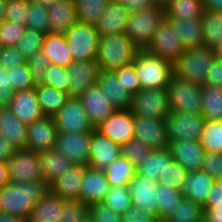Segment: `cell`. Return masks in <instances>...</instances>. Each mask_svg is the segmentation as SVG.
<instances>
[{
    "label": "cell",
    "mask_w": 222,
    "mask_h": 222,
    "mask_svg": "<svg viewBox=\"0 0 222 222\" xmlns=\"http://www.w3.org/2000/svg\"><path fill=\"white\" fill-rule=\"evenodd\" d=\"M50 191L44 180L8 183L0 188L2 214L28 219L34 205Z\"/></svg>",
    "instance_id": "6da1fadb"
},
{
    "label": "cell",
    "mask_w": 222,
    "mask_h": 222,
    "mask_svg": "<svg viewBox=\"0 0 222 222\" xmlns=\"http://www.w3.org/2000/svg\"><path fill=\"white\" fill-rule=\"evenodd\" d=\"M140 49L123 32L99 38L96 62L99 70L114 71L134 62Z\"/></svg>",
    "instance_id": "7a4b0ae2"
},
{
    "label": "cell",
    "mask_w": 222,
    "mask_h": 222,
    "mask_svg": "<svg viewBox=\"0 0 222 222\" xmlns=\"http://www.w3.org/2000/svg\"><path fill=\"white\" fill-rule=\"evenodd\" d=\"M141 89L166 88L174 75V65L146 50H140L133 62Z\"/></svg>",
    "instance_id": "3957f363"
},
{
    "label": "cell",
    "mask_w": 222,
    "mask_h": 222,
    "mask_svg": "<svg viewBox=\"0 0 222 222\" xmlns=\"http://www.w3.org/2000/svg\"><path fill=\"white\" fill-rule=\"evenodd\" d=\"M214 59L210 48L186 49L174 64V75L192 84L202 86L205 84L206 75Z\"/></svg>",
    "instance_id": "277c9868"
},
{
    "label": "cell",
    "mask_w": 222,
    "mask_h": 222,
    "mask_svg": "<svg viewBox=\"0 0 222 222\" xmlns=\"http://www.w3.org/2000/svg\"><path fill=\"white\" fill-rule=\"evenodd\" d=\"M164 18L165 9L158 6L131 13L125 33L140 50H145Z\"/></svg>",
    "instance_id": "5b68a950"
},
{
    "label": "cell",
    "mask_w": 222,
    "mask_h": 222,
    "mask_svg": "<svg viewBox=\"0 0 222 222\" xmlns=\"http://www.w3.org/2000/svg\"><path fill=\"white\" fill-rule=\"evenodd\" d=\"M169 107L172 112L201 114L202 86L173 75L167 84Z\"/></svg>",
    "instance_id": "8992f818"
},
{
    "label": "cell",
    "mask_w": 222,
    "mask_h": 222,
    "mask_svg": "<svg viewBox=\"0 0 222 222\" xmlns=\"http://www.w3.org/2000/svg\"><path fill=\"white\" fill-rule=\"evenodd\" d=\"M130 111L133 116L166 120L171 112L167 88L140 89L132 96Z\"/></svg>",
    "instance_id": "52a82bcc"
},
{
    "label": "cell",
    "mask_w": 222,
    "mask_h": 222,
    "mask_svg": "<svg viewBox=\"0 0 222 222\" xmlns=\"http://www.w3.org/2000/svg\"><path fill=\"white\" fill-rule=\"evenodd\" d=\"M64 36L74 61L96 60L100 36L95 25L76 22Z\"/></svg>",
    "instance_id": "ba28073f"
},
{
    "label": "cell",
    "mask_w": 222,
    "mask_h": 222,
    "mask_svg": "<svg viewBox=\"0 0 222 222\" xmlns=\"http://www.w3.org/2000/svg\"><path fill=\"white\" fill-rule=\"evenodd\" d=\"M145 50L174 65L186 51V47L180 41L170 22L164 18L158 25L149 46Z\"/></svg>",
    "instance_id": "9c48e42d"
},
{
    "label": "cell",
    "mask_w": 222,
    "mask_h": 222,
    "mask_svg": "<svg viewBox=\"0 0 222 222\" xmlns=\"http://www.w3.org/2000/svg\"><path fill=\"white\" fill-rule=\"evenodd\" d=\"M53 118L59 133H83L94 130L78 97H69Z\"/></svg>",
    "instance_id": "30bf717a"
},
{
    "label": "cell",
    "mask_w": 222,
    "mask_h": 222,
    "mask_svg": "<svg viewBox=\"0 0 222 222\" xmlns=\"http://www.w3.org/2000/svg\"><path fill=\"white\" fill-rule=\"evenodd\" d=\"M10 183L43 180L39 153L29 149H16L7 161Z\"/></svg>",
    "instance_id": "8fae6325"
},
{
    "label": "cell",
    "mask_w": 222,
    "mask_h": 222,
    "mask_svg": "<svg viewBox=\"0 0 222 222\" xmlns=\"http://www.w3.org/2000/svg\"><path fill=\"white\" fill-rule=\"evenodd\" d=\"M205 121L201 114L190 115L171 111L165 120L169 142L200 141Z\"/></svg>",
    "instance_id": "7c38bea8"
},
{
    "label": "cell",
    "mask_w": 222,
    "mask_h": 222,
    "mask_svg": "<svg viewBox=\"0 0 222 222\" xmlns=\"http://www.w3.org/2000/svg\"><path fill=\"white\" fill-rule=\"evenodd\" d=\"M133 133L134 139L152 150L169 148L165 120L134 116Z\"/></svg>",
    "instance_id": "4fadbf2b"
},
{
    "label": "cell",
    "mask_w": 222,
    "mask_h": 222,
    "mask_svg": "<svg viewBox=\"0 0 222 222\" xmlns=\"http://www.w3.org/2000/svg\"><path fill=\"white\" fill-rule=\"evenodd\" d=\"M91 132L58 133L55 149L74 164L88 166Z\"/></svg>",
    "instance_id": "5bb4252c"
},
{
    "label": "cell",
    "mask_w": 222,
    "mask_h": 222,
    "mask_svg": "<svg viewBox=\"0 0 222 222\" xmlns=\"http://www.w3.org/2000/svg\"><path fill=\"white\" fill-rule=\"evenodd\" d=\"M133 128L134 116L130 109H116L95 129L121 145L134 138Z\"/></svg>",
    "instance_id": "9a60e30c"
},
{
    "label": "cell",
    "mask_w": 222,
    "mask_h": 222,
    "mask_svg": "<svg viewBox=\"0 0 222 222\" xmlns=\"http://www.w3.org/2000/svg\"><path fill=\"white\" fill-rule=\"evenodd\" d=\"M53 116H44L28 124L26 149L42 153L55 147L58 136Z\"/></svg>",
    "instance_id": "2e32d148"
},
{
    "label": "cell",
    "mask_w": 222,
    "mask_h": 222,
    "mask_svg": "<svg viewBox=\"0 0 222 222\" xmlns=\"http://www.w3.org/2000/svg\"><path fill=\"white\" fill-rule=\"evenodd\" d=\"M99 71L96 60L73 61L67 67L69 76L68 95L79 97L90 86L97 84Z\"/></svg>",
    "instance_id": "e0dca14e"
},
{
    "label": "cell",
    "mask_w": 222,
    "mask_h": 222,
    "mask_svg": "<svg viewBox=\"0 0 222 222\" xmlns=\"http://www.w3.org/2000/svg\"><path fill=\"white\" fill-rule=\"evenodd\" d=\"M78 98L81 100L94 129L116 110L98 84L90 86Z\"/></svg>",
    "instance_id": "ac0fdd59"
},
{
    "label": "cell",
    "mask_w": 222,
    "mask_h": 222,
    "mask_svg": "<svg viewBox=\"0 0 222 222\" xmlns=\"http://www.w3.org/2000/svg\"><path fill=\"white\" fill-rule=\"evenodd\" d=\"M120 149V144L94 129L91 132L88 166L103 170L121 155Z\"/></svg>",
    "instance_id": "d6986e66"
},
{
    "label": "cell",
    "mask_w": 222,
    "mask_h": 222,
    "mask_svg": "<svg viewBox=\"0 0 222 222\" xmlns=\"http://www.w3.org/2000/svg\"><path fill=\"white\" fill-rule=\"evenodd\" d=\"M130 14L120 0H111L95 24L97 33L103 37L125 32Z\"/></svg>",
    "instance_id": "ffe728a7"
},
{
    "label": "cell",
    "mask_w": 222,
    "mask_h": 222,
    "mask_svg": "<svg viewBox=\"0 0 222 222\" xmlns=\"http://www.w3.org/2000/svg\"><path fill=\"white\" fill-rule=\"evenodd\" d=\"M157 181L140 175L138 172L129 183L132 204L157 217L156 190Z\"/></svg>",
    "instance_id": "44dd1931"
},
{
    "label": "cell",
    "mask_w": 222,
    "mask_h": 222,
    "mask_svg": "<svg viewBox=\"0 0 222 222\" xmlns=\"http://www.w3.org/2000/svg\"><path fill=\"white\" fill-rule=\"evenodd\" d=\"M110 187L102 169L86 166L81 180L80 200H83L87 205L101 203Z\"/></svg>",
    "instance_id": "7402d4cb"
},
{
    "label": "cell",
    "mask_w": 222,
    "mask_h": 222,
    "mask_svg": "<svg viewBox=\"0 0 222 222\" xmlns=\"http://www.w3.org/2000/svg\"><path fill=\"white\" fill-rule=\"evenodd\" d=\"M171 157L188 172L201 170L205 150L200 141L180 140L169 142Z\"/></svg>",
    "instance_id": "603a6c76"
},
{
    "label": "cell",
    "mask_w": 222,
    "mask_h": 222,
    "mask_svg": "<svg viewBox=\"0 0 222 222\" xmlns=\"http://www.w3.org/2000/svg\"><path fill=\"white\" fill-rule=\"evenodd\" d=\"M9 109L21 122L26 124L46 116L40 107L35 88L15 92Z\"/></svg>",
    "instance_id": "cb8c5ba5"
},
{
    "label": "cell",
    "mask_w": 222,
    "mask_h": 222,
    "mask_svg": "<svg viewBox=\"0 0 222 222\" xmlns=\"http://www.w3.org/2000/svg\"><path fill=\"white\" fill-rule=\"evenodd\" d=\"M86 166L72 164L50 185V191L65 201L80 200L81 180Z\"/></svg>",
    "instance_id": "d4e9b609"
},
{
    "label": "cell",
    "mask_w": 222,
    "mask_h": 222,
    "mask_svg": "<svg viewBox=\"0 0 222 222\" xmlns=\"http://www.w3.org/2000/svg\"><path fill=\"white\" fill-rule=\"evenodd\" d=\"M97 84L116 109H130L132 95L123 87L114 71L100 70Z\"/></svg>",
    "instance_id": "484cf974"
},
{
    "label": "cell",
    "mask_w": 222,
    "mask_h": 222,
    "mask_svg": "<svg viewBox=\"0 0 222 222\" xmlns=\"http://www.w3.org/2000/svg\"><path fill=\"white\" fill-rule=\"evenodd\" d=\"M214 181L215 179L203 170L189 172L181 188V193L184 198L204 207Z\"/></svg>",
    "instance_id": "4316f807"
},
{
    "label": "cell",
    "mask_w": 222,
    "mask_h": 222,
    "mask_svg": "<svg viewBox=\"0 0 222 222\" xmlns=\"http://www.w3.org/2000/svg\"><path fill=\"white\" fill-rule=\"evenodd\" d=\"M50 33L64 34L77 22L74 0H58L47 7Z\"/></svg>",
    "instance_id": "83f0119b"
},
{
    "label": "cell",
    "mask_w": 222,
    "mask_h": 222,
    "mask_svg": "<svg viewBox=\"0 0 222 222\" xmlns=\"http://www.w3.org/2000/svg\"><path fill=\"white\" fill-rule=\"evenodd\" d=\"M28 124L21 122L9 109L0 110V135L16 149L26 148Z\"/></svg>",
    "instance_id": "f1b7e54d"
},
{
    "label": "cell",
    "mask_w": 222,
    "mask_h": 222,
    "mask_svg": "<svg viewBox=\"0 0 222 222\" xmlns=\"http://www.w3.org/2000/svg\"><path fill=\"white\" fill-rule=\"evenodd\" d=\"M42 50L49 64L68 67L74 61L64 34H46L43 39Z\"/></svg>",
    "instance_id": "f546056e"
},
{
    "label": "cell",
    "mask_w": 222,
    "mask_h": 222,
    "mask_svg": "<svg viewBox=\"0 0 222 222\" xmlns=\"http://www.w3.org/2000/svg\"><path fill=\"white\" fill-rule=\"evenodd\" d=\"M186 49L205 47L201 19H167Z\"/></svg>",
    "instance_id": "4dcf8cb0"
},
{
    "label": "cell",
    "mask_w": 222,
    "mask_h": 222,
    "mask_svg": "<svg viewBox=\"0 0 222 222\" xmlns=\"http://www.w3.org/2000/svg\"><path fill=\"white\" fill-rule=\"evenodd\" d=\"M43 180L49 186L59 176L63 175L67 168L74 164L70 159L62 156L55 148L39 153Z\"/></svg>",
    "instance_id": "1f68e13d"
},
{
    "label": "cell",
    "mask_w": 222,
    "mask_h": 222,
    "mask_svg": "<svg viewBox=\"0 0 222 222\" xmlns=\"http://www.w3.org/2000/svg\"><path fill=\"white\" fill-rule=\"evenodd\" d=\"M65 200L51 191L34 205L29 222H58L63 214Z\"/></svg>",
    "instance_id": "d6a6232c"
},
{
    "label": "cell",
    "mask_w": 222,
    "mask_h": 222,
    "mask_svg": "<svg viewBox=\"0 0 222 222\" xmlns=\"http://www.w3.org/2000/svg\"><path fill=\"white\" fill-rule=\"evenodd\" d=\"M166 19H201L204 14L203 0H169L164 8Z\"/></svg>",
    "instance_id": "836d02e7"
},
{
    "label": "cell",
    "mask_w": 222,
    "mask_h": 222,
    "mask_svg": "<svg viewBox=\"0 0 222 222\" xmlns=\"http://www.w3.org/2000/svg\"><path fill=\"white\" fill-rule=\"evenodd\" d=\"M40 107L46 116H54L69 99L68 93L44 84L36 85Z\"/></svg>",
    "instance_id": "e575fe53"
},
{
    "label": "cell",
    "mask_w": 222,
    "mask_h": 222,
    "mask_svg": "<svg viewBox=\"0 0 222 222\" xmlns=\"http://www.w3.org/2000/svg\"><path fill=\"white\" fill-rule=\"evenodd\" d=\"M110 186H129L131 179L136 175L137 168L125 157L119 156L115 161L104 167Z\"/></svg>",
    "instance_id": "d590c367"
},
{
    "label": "cell",
    "mask_w": 222,
    "mask_h": 222,
    "mask_svg": "<svg viewBox=\"0 0 222 222\" xmlns=\"http://www.w3.org/2000/svg\"><path fill=\"white\" fill-rule=\"evenodd\" d=\"M201 116L205 120H222V88L202 85Z\"/></svg>",
    "instance_id": "8d00e7d4"
},
{
    "label": "cell",
    "mask_w": 222,
    "mask_h": 222,
    "mask_svg": "<svg viewBox=\"0 0 222 222\" xmlns=\"http://www.w3.org/2000/svg\"><path fill=\"white\" fill-rule=\"evenodd\" d=\"M171 160L169 148L152 150L148 158L137 168V172L157 181L158 176L162 175L166 164H169Z\"/></svg>",
    "instance_id": "74e56055"
},
{
    "label": "cell",
    "mask_w": 222,
    "mask_h": 222,
    "mask_svg": "<svg viewBox=\"0 0 222 222\" xmlns=\"http://www.w3.org/2000/svg\"><path fill=\"white\" fill-rule=\"evenodd\" d=\"M201 22L205 47L222 43V13L205 10Z\"/></svg>",
    "instance_id": "f35d334b"
},
{
    "label": "cell",
    "mask_w": 222,
    "mask_h": 222,
    "mask_svg": "<svg viewBox=\"0 0 222 222\" xmlns=\"http://www.w3.org/2000/svg\"><path fill=\"white\" fill-rule=\"evenodd\" d=\"M156 201H157V216L169 218L173 210L180 204L184 198L181 191L175 190L170 186L157 185Z\"/></svg>",
    "instance_id": "ab89813d"
},
{
    "label": "cell",
    "mask_w": 222,
    "mask_h": 222,
    "mask_svg": "<svg viewBox=\"0 0 222 222\" xmlns=\"http://www.w3.org/2000/svg\"><path fill=\"white\" fill-rule=\"evenodd\" d=\"M111 0H74L77 22L95 25Z\"/></svg>",
    "instance_id": "60d3db41"
},
{
    "label": "cell",
    "mask_w": 222,
    "mask_h": 222,
    "mask_svg": "<svg viewBox=\"0 0 222 222\" xmlns=\"http://www.w3.org/2000/svg\"><path fill=\"white\" fill-rule=\"evenodd\" d=\"M200 143L206 153L222 154V120H206Z\"/></svg>",
    "instance_id": "b9f144b4"
},
{
    "label": "cell",
    "mask_w": 222,
    "mask_h": 222,
    "mask_svg": "<svg viewBox=\"0 0 222 222\" xmlns=\"http://www.w3.org/2000/svg\"><path fill=\"white\" fill-rule=\"evenodd\" d=\"M27 13L26 28L43 35L50 33L47 7L29 0Z\"/></svg>",
    "instance_id": "7bdbcfd3"
},
{
    "label": "cell",
    "mask_w": 222,
    "mask_h": 222,
    "mask_svg": "<svg viewBox=\"0 0 222 222\" xmlns=\"http://www.w3.org/2000/svg\"><path fill=\"white\" fill-rule=\"evenodd\" d=\"M169 218L175 222H204V208L190 199L183 198Z\"/></svg>",
    "instance_id": "ee69618b"
},
{
    "label": "cell",
    "mask_w": 222,
    "mask_h": 222,
    "mask_svg": "<svg viewBox=\"0 0 222 222\" xmlns=\"http://www.w3.org/2000/svg\"><path fill=\"white\" fill-rule=\"evenodd\" d=\"M103 203L114 212L122 215L132 204V197L128 186H111Z\"/></svg>",
    "instance_id": "f6af8a7d"
},
{
    "label": "cell",
    "mask_w": 222,
    "mask_h": 222,
    "mask_svg": "<svg viewBox=\"0 0 222 222\" xmlns=\"http://www.w3.org/2000/svg\"><path fill=\"white\" fill-rule=\"evenodd\" d=\"M188 173L185 167L172 159L169 164H166L162 175L158 176L157 183L181 191Z\"/></svg>",
    "instance_id": "bcb514c9"
},
{
    "label": "cell",
    "mask_w": 222,
    "mask_h": 222,
    "mask_svg": "<svg viewBox=\"0 0 222 222\" xmlns=\"http://www.w3.org/2000/svg\"><path fill=\"white\" fill-rule=\"evenodd\" d=\"M121 156L127 158L136 168H138L149 156L151 148L144 145L141 141L131 139L121 144Z\"/></svg>",
    "instance_id": "7dc6e473"
},
{
    "label": "cell",
    "mask_w": 222,
    "mask_h": 222,
    "mask_svg": "<svg viewBox=\"0 0 222 222\" xmlns=\"http://www.w3.org/2000/svg\"><path fill=\"white\" fill-rule=\"evenodd\" d=\"M44 36L41 33L26 28L24 35L17 41L14 47L28 60L34 53L42 49Z\"/></svg>",
    "instance_id": "c3c4849f"
},
{
    "label": "cell",
    "mask_w": 222,
    "mask_h": 222,
    "mask_svg": "<svg viewBox=\"0 0 222 222\" xmlns=\"http://www.w3.org/2000/svg\"><path fill=\"white\" fill-rule=\"evenodd\" d=\"M89 205L83 200L65 201L58 222H85L89 219Z\"/></svg>",
    "instance_id": "681fc988"
},
{
    "label": "cell",
    "mask_w": 222,
    "mask_h": 222,
    "mask_svg": "<svg viewBox=\"0 0 222 222\" xmlns=\"http://www.w3.org/2000/svg\"><path fill=\"white\" fill-rule=\"evenodd\" d=\"M44 85L68 93L69 76L67 67L49 64L44 77Z\"/></svg>",
    "instance_id": "f907efd6"
},
{
    "label": "cell",
    "mask_w": 222,
    "mask_h": 222,
    "mask_svg": "<svg viewBox=\"0 0 222 222\" xmlns=\"http://www.w3.org/2000/svg\"><path fill=\"white\" fill-rule=\"evenodd\" d=\"M8 72L10 75V82L15 92L35 88L36 85L33 82L27 62L19 67L8 69Z\"/></svg>",
    "instance_id": "816d5d0a"
},
{
    "label": "cell",
    "mask_w": 222,
    "mask_h": 222,
    "mask_svg": "<svg viewBox=\"0 0 222 222\" xmlns=\"http://www.w3.org/2000/svg\"><path fill=\"white\" fill-rule=\"evenodd\" d=\"M26 26L17 25L9 20L0 23V41L4 47L15 46L17 41L24 35Z\"/></svg>",
    "instance_id": "f5cc1de1"
},
{
    "label": "cell",
    "mask_w": 222,
    "mask_h": 222,
    "mask_svg": "<svg viewBox=\"0 0 222 222\" xmlns=\"http://www.w3.org/2000/svg\"><path fill=\"white\" fill-rule=\"evenodd\" d=\"M27 64L31 72V76L35 85L44 84V77L46 74L49 62L41 49L34 53L28 60Z\"/></svg>",
    "instance_id": "db71d44e"
},
{
    "label": "cell",
    "mask_w": 222,
    "mask_h": 222,
    "mask_svg": "<svg viewBox=\"0 0 222 222\" xmlns=\"http://www.w3.org/2000/svg\"><path fill=\"white\" fill-rule=\"evenodd\" d=\"M29 0H7L5 19L26 26Z\"/></svg>",
    "instance_id": "11a10c76"
},
{
    "label": "cell",
    "mask_w": 222,
    "mask_h": 222,
    "mask_svg": "<svg viewBox=\"0 0 222 222\" xmlns=\"http://www.w3.org/2000/svg\"><path fill=\"white\" fill-rule=\"evenodd\" d=\"M117 79H120L123 87L133 96L141 89V83L135 71L134 64L120 67L114 70Z\"/></svg>",
    "instance_id": "9f6ffc18"
},
{
    "label": "cell",
    "mask_w": 222,
    "mask_h": 222,
    "mask_svg": "<svg viewBox=\"0 0 222 222\" xmlns=\"http://www.w3.org/2000/svg\"><path fill=\"white\" fill-rule=\"evenodd\" d=\"M89 215L93 222H122V216L103 202L89 205Z\"/></svg>",
    "instance_id": "6f0895ef"
},
{
    "label": "cell",
    "mask_w": 222,
    "mask_h": 222,
    "mask_svg": "<svg viewBox=\"0 0 222 222\" xmlns=\"http://www.w3.org/2000/svg\"><path fill=\"white\" fill-rule=\"evenodd\" d=\"M14 94L8 69L0 65V110L9 108Z\"/></svg>",
    "instance_id": "680465c9"
},
{
    "label": "cell",
    "mask_w": 222,
    "mask_h": 222,
    "mask_svg": "<svg viewBox=\"0 0 222 222\" xmlns=\"http://www.w3.org/2000/svg\"><path fill=\"white\" fill-rule=\"evenodd\" d=\"M201 170L207 172L215 180H222V154L205 153Z\"/></svg>",
    "instance_id": "91938a15"
},
{
    "label": "cell",
    "mask_w": 222,
    "mask_h": 222,
    "mask_svg": "<svg viewBox=\"0 0 222 222\" xmlns=\"http://www.w3.org/2000/svg\"><path fill=\"white\" fill-rule=\"evenodd\" d=\"M27 60L21 55V53L14 47H4L0 51V63L1 66L7 69H13L25 64Z\"/></svg>",
    "instance_id": "94428289"
},
{
    "label": "cell",
    "mask_w": 222,
    "mask_h": 222,
    "mask_svg": "<svg viewBox=\"0 0 222 222\" xmlns=\"http://www.w3.org/2000/svg\"><path fill=\"white\" fill-rule=\"evenodd\" d=\"M122 222H155L156 216L139 207L131 206L122 215Z\"/></svg>",
    "instance_id": "6125c7cd"
},
{
    "label": "cell",
    "mask_w": 222,
    "mask_h": 222,
    "mask_svg": "<svg viewBox=\"0 0 222 222\" xmlns=\"http://www.w3.org/2000/svg\"><path fill=\"white\" fill-rule=\"evenodd\" d=\"M205 84L222 88V60L214 59L206 75Z\"/></svg>",
    "instance_id": "be15d7a7"
},
{
    "label": "cell",
    "mask_w": 222,
    "mask_h": 222,
    "mask_svg": "<svg viewBox=\"0 0 222 222\" xmlns=\"http://www.w3.org/2000/svg\"><path fill=\"white\" fill-rule=\"evenodd\" d=\"M203 208L204 222H222V203H207Z\"/></svg>",
    "instance_id": "e7e4bbea"
},
{
    "label": "cell",
    "mask_w": 222,
    "mask_h": 222,
    "mask_svg": "<svg viewBox=\"0 0 222 222\" xmlns=\"http://www.w3.org/2000/svg\"><path fill=\"white\" fill-rule=\"evenodd\" d=\"M123 5L131 12H138L153 6L151 0H120Z\"/></svg>",
    "instance_id": "03108f58"
},
{
    "label": "cell",
    "mask_w": 222,
    "mask_h": 222,
    "mask_svg": "<svg viewBox=\"0 0 222 222\" xmlns=\"http://www.w3.org/2000/svg\"><path fill=\"white\" fill-rule=\"evenodd\" d=\"M15 151L16 148L0 135V161L7 162Z\"/></svg>",
    "instance_id": "003e7915"
},
{
    "label": "cell",
    "mask_w": 222,
    "mask_h": 222,
    "mask_svg": "<svg viewBox=\"0 0 222 222\" xmlns=\"http://www.w3.org/2000/svg\"><path fill=\"white\" fill-rule=\"evenodd\" d=\"M207 203H222V180L214 181Z\"/></svg>",
    "instance_id": "a7ac6f4b"
},
{
    "label": "cell",
    "mask_w": 222,
    "mask_h": 222,
    "mask_svg": "<svg viewBox=\"0 0 222 222\" xmlns=\"http://www.w3.org/2000/svg\"><path fill=\"white\" fill-rule=\"evenodd\" d=\"M204 9L222 13V0H203Z\"/></svg>",
    "instance_id": "89a4df30"
},
{
    "label": "cell",
    "mask_w": 222,
    "mask_h": 222,
    "mask_svg": "<svg viewBox=\"0 0 222 222\" xmlns=\"http://www.w3.org/2000/svg\"><path fill=\"white\" fill-rule=\"evenodd\" d=\"M10 183L8 173V163L0 161V188Z\"/></svg>",
    "instance_id": "2644e50d"
},
{
    "label": "cell",
    "mask_w": 222,
    "mask_h": 222,
    "mask_svg": "<svg viewBox=\"0 0 222 222\" xmlns=\"http://www.w3.org/2000/svg\"><path fill=\"white\" fill-rule=\"evenodd\" d=\"M0 222H29V219L0 214Z\"/></svg>",
    "instance_id": "8c879c8a"
},
{
    "label": "cell",
    "mask_w": 222,
    "mask_h": 222,
    "mask_svg": "<svg viewBox=\"0 0 222 222\" xmlns=\"http://www.w3.org/2000/svg\"><path fill=\"white\" fill-rule=\"evenodd\" d=\"M211 50L215 59L222 60V43L215 44Z\"/></svg>",
    "instance_id": "753ad0ef"
},
{
    "label": "cell",
    "mask_w": 222,
    "mask_h": 222,
    "mask_svg": "<svg viewBox=\"0 0 222 222\" xmlns=\"http://www.w3.org/2000/svg\"><path fill=\"white\" fill-rule=\"evenodd\" d=\"M7 0H0V23L5 20Z\"/></svg>",
    "instance_id": "34e18365"
},
{
    "label": "cell",
    "mask_w": 222,
    "mask_h": 222,
    "mask_svg": "<svg viewBox=\"0 0 222 222\" xmlns=\"http://www.w3.org/2000/svg\"><path fill=\"white\" fill-rule=\"evenodd\" d=\"M153 6H158L165 8L167 4L169 3V0H151Z\"/></svg>",
    "instance_id": "11e5206c"
},
{
    "label": "cell",
    "mask_w": 222,
    "mask_h": 222,
    "mask_svg": "<svg viewBox=\"0 0 222 222\" xmlns=\"http://www.w3.org/2000/svg\"><path fill=\"white\" fill-rule=\"evenodd\" d=\"M33 1L41 4L42 6L49 7L53 5L55 2H57L58 0H33Z\"/></svg>",
    "instance_id": "2a66077c"
},
{
    "label": "cell",
    "mask_w": 222,
    "mask_h": 222,
    "mask_svg": "<svg viewBox=\"0 0 222 222\" xmlns=\"http://www.w3.org/2000/svg\"><path fill=\"white\" fill-rule=\"evenodd\" d=\"M155 222H175V221H173L170 218H163V217H158L157 216Z\"/></svg>",
    "instance_id": "b9fcfbb0"
},
{
    "label": "cell",
    "mask_w": 222,
    "mask_h": 222,
    "mask_svg": "<svg viewBox=\"0 0 222 222\" xmlns=\"http://www.w3.org/2000/svg\"><path fill=\"white\" fill-rule=\"evenodd\" d=\"M4 48L2 42L0 41V51Z\"/></svg>",
    "instance_id": "09005b40"
},
{
    "label": "cell",
    "mask_w": 222,
    "mask_h": 222,
    "mask_svg": "<svg viewBox=\"0 0 222 222\" xmlns=\"http://www.w3.org/2000/svg\"><path fill=\"white\" fill-rule=\"evenodd\" d=\"M85 222H93L90 218L87 220V221H85Z\"/></svg>",
    "instance_id": "979ff035"
},
{
    "label": "cell",
    "mask_w": 222,
    "mask_h": 222,
    "mask_svg": "<svg viewBox=\"0 0 222 222\" xmlns=\"http://www.w3.org/2000/svg\"><path fill=\"white\" fill-rule=\"evenodd\" d=\"M0 214H2L1 203H0Z\"/></svg>",
    "instance_id": "deb4b68c"
}]
</instances>
